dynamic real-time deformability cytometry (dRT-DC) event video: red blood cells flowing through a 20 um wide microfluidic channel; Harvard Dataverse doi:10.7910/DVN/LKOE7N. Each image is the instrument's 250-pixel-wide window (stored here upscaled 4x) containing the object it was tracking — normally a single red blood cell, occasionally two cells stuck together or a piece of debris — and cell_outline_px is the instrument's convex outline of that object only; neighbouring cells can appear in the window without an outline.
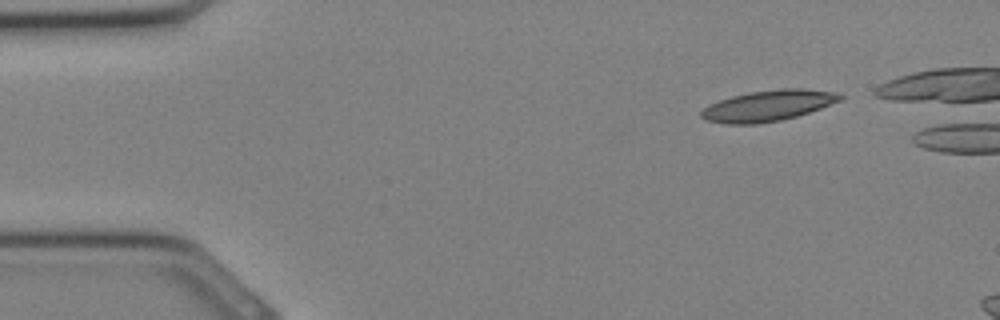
{"species": "Egyptian fruit bat (a non-hibernating species)", "species_latin": "Rousettus aegyptiacus", "temperature_condition": "cold", "stored_images_in_passage": 6, "camera_frame_rate_fps": 3000, "um_per_image_px": 0.085, "animal": {"sex": "female"}, "frame": {"image": 1, "passage_image": 2, "time_ms": 0.333, "image_size_px": [1000, 320], "cell_outline_px": [[844, 96], [840, 100], [820, 108], [796, 116], [780, 120], [756, 124], [724, 124], [704, 120], [700, 116], [700, 112], [704, 108], [720, 100], [732, 96], [752, 92], [780, 88], [800, 88], [832, 92]], "centroid_in_image_um": [65.24, 8.99], "position_along_channel_um": 19.8, "area_um2": 24.62}}